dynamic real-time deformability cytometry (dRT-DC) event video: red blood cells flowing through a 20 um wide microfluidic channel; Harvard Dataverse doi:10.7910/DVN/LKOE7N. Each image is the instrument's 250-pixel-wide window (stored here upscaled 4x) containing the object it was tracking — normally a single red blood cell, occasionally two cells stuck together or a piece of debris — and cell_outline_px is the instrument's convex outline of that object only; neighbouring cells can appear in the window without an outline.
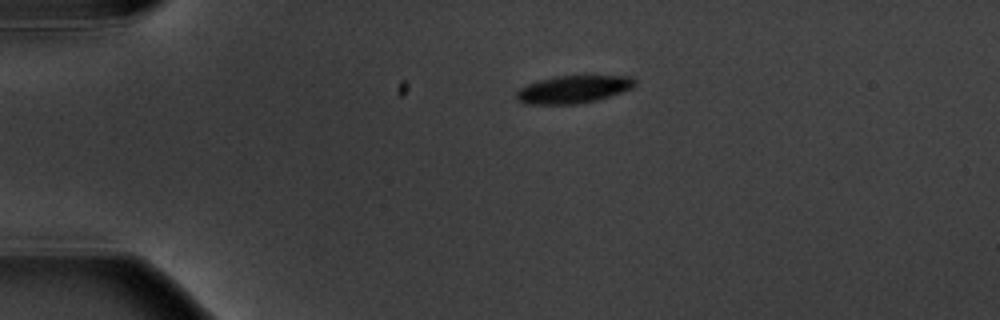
{"species": "common noctule bat (a hibernating species)", "species_latin": "Nyctalus noctula", "temperature_condition": "warm", "stored_images_in_passage": 9, "camera_frame_rate_fps": 3000, "um_per_image_px": 0.085, "animal": {"sex": "male", "body_mass_g": 20.1, "forearm_length_mm": 53.5}, "frame": {"image": 1, "passage_image": 1, "time_ms": 0.0, "image_size_px": [1000, 320], "cell_outline_px": [[636, 84], [632, 88], [596, 100], [576, 104], [524, 104], [516, 100], [516, 92], [520, 88], [528, 84], [540, 80], [556, 76], [632, 76], [636, 80]], "centroid_in_image_um": [48.71, 7.6], "position_along_channel_um": 36.3, "area_um2": 18.96}}
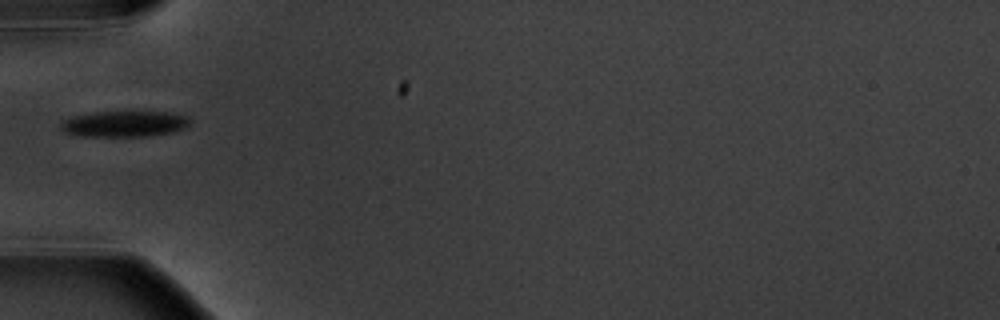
{"frame": {"image": 2, "passage_image": 3, "time_ms": 2.333, "image_size_px": [1000, 320], "cell_outline_px": [[192, 120], [184, 128], [172, 132], [148, 136], [80, 136], [64, 132], [60, 128], [60, 124], [64, 120], [72, 116], [92, 112], [128, 108], [132, 108], [168, 112], [188, 116]], "centroid_in_image_um": [10.59, 10.46], "position_along_channel_um": 74.4, "area_um2": 20.69}}
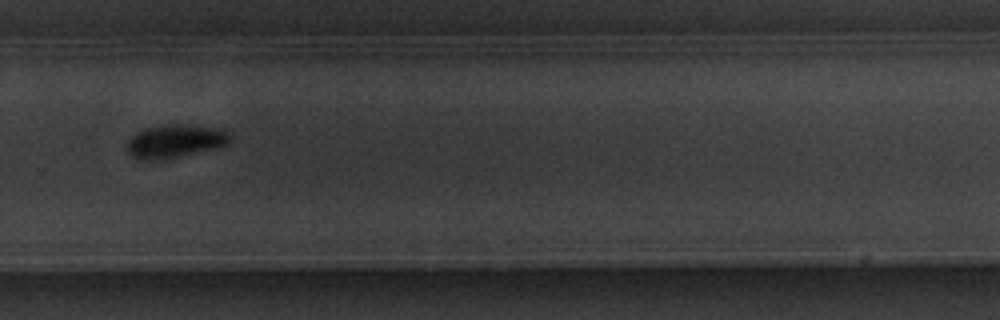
{"frame": {"image": 3, "passage_image": 9, "time_ms": 9.0, "image_size_px": [1000, 320], "cell_outline_px": [[232, 140], [228, 144], [220, 148], [160, 160], [144, 160], [132, 156], [128, 152], [128, 140], [132, 136], [144, 128], [164, 124], [176, 124], [212, 128], [228, 132], [232, 136]], "centroid_in_image_um": [14.91, 12.01], "position_along_channel_um": 314.9, "area_um2": 19.88}}